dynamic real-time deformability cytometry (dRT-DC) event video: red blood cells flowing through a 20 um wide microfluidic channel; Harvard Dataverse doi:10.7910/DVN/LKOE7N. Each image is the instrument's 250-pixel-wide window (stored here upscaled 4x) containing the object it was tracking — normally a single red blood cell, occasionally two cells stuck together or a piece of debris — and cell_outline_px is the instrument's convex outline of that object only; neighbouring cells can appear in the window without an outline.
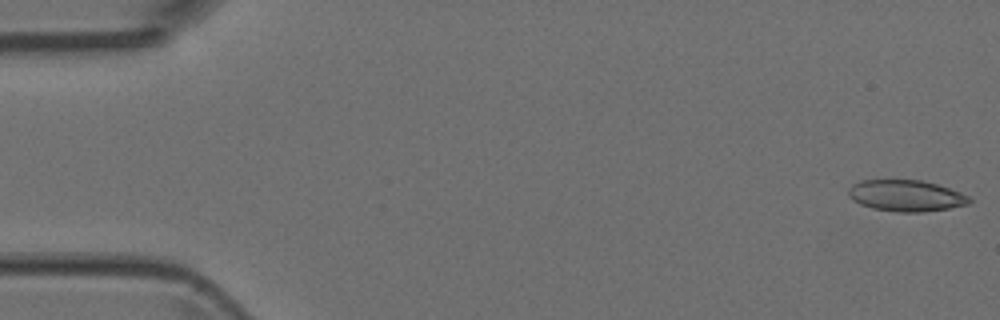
{"species": "Egyptian fruit bat (a non-hibernating species)", "species_latin": "Rousettus aegyptiacus", "temperature_condition": "room temperature", "stored_images_in_passage": 4, "camera_frame_rate_fps": 3000, "um_per_image_px": 0.085, "animal": {"sex": "female"}, "frame": {"image": 1, "passage_image": 1, "time_ms": 0.0, "image_size_px": [1000, 320], "cell_outline_px": [[972, 200], [968, 204], [948, 208], [924, 212], [896, 212], [872, 208], [860, 204], [852, 200], [848, 196], [848, 188], [852, 184], [860, 180], [924, 180], [960, 192], [968, 196]], "centroid_in_image_um": [76.97, 16.63], "position_along_channel_um": 8.0, "area_um2": 22.14}}
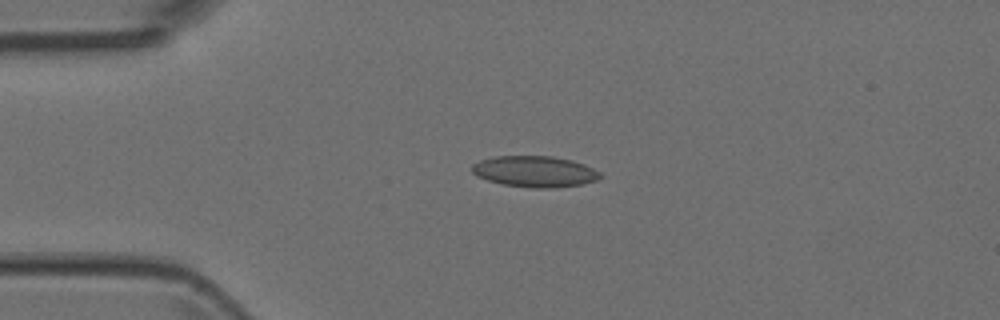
{"frame": {"image": 2, "passage_image": 4, "time_ms": 1.0, "image_size_px": [1000, 320], "cell_outline_px": [[604, 176], [596, 180], [580, 184], [552, 188], [532, 188], [504, 184], [488, 180], [476, 176], [472, 172], [472, 164], [480, 160], [496, 156], [552, 156], [572, 160], [584, 164], [600, 172]], "centroid_in_image_um": [45.46, 14.57], "position_along_channel_um": 39.5, "area_um2": 23.18}}